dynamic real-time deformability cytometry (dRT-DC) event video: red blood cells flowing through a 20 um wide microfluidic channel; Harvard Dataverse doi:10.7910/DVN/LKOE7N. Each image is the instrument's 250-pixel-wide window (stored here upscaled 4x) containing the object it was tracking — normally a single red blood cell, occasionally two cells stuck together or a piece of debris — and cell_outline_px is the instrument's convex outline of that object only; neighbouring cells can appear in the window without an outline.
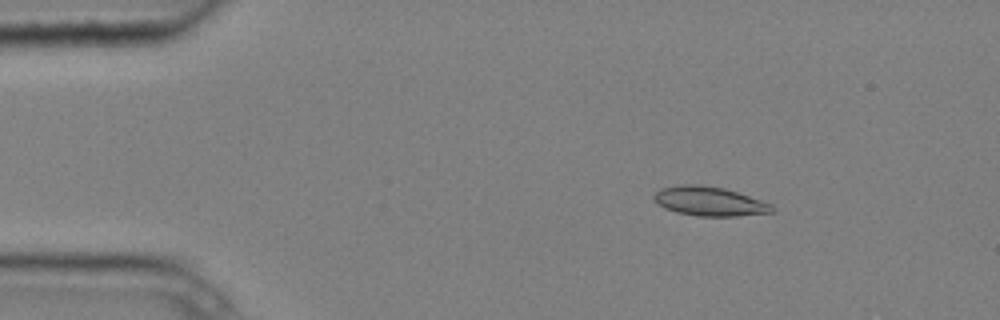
{"species": "common noctule bat (a hibernating species)", "species_latin": "Nyctalus noctula", "temperature_condition": "cold", "stored_images_in_passage": 4, "camera_frame_rate_fps": 3000, "um_per_image_px": 0.085, "animal": {"sex": "male", "body_mass_g": 20.4}, "frame": {"image": 1, "passage_image": 2, "time_ms": 0.333, "image_size_px": [1000, 320], "cell_outline_px": [[776, 208], [772, 212], [736, 216], [696, 216], [676, 212], [664, 208], [652, 196], [660, 188], [680, 184], [700, 184], [724, 188], [772, 204]], "centroid_in_image_um": [60.29, 17.1], "position_along_channel_um": 24.7, "area_um2": 20.06}}